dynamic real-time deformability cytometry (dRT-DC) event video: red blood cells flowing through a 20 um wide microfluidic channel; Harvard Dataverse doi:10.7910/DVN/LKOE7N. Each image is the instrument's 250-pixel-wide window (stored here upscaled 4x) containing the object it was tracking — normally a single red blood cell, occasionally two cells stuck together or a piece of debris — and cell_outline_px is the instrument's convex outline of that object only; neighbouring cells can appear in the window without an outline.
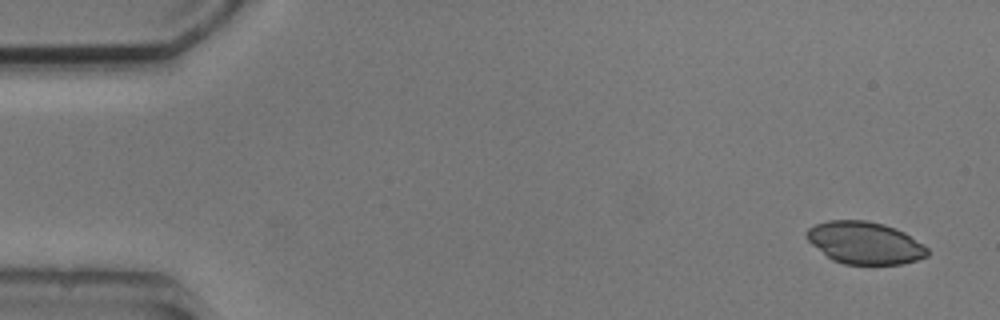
{"species": "common noctule bat (a hibernating species)", "species_latin": "Nyctalus noctula", "temperature_condition": "cold", "stored_images_in_passage": 5, "camera_frame_rate_fps": 3000, "um_per_image_px": 0.085, "animal": {"sex": "male", "body_mass_g": 20.5, "forearm_length_mm": 52.5}, "frame": {"image": 1, "passage_image": 1, "time_ms": 0.0, "image_size_px": [1000, 320], "cell_outline_px": [[928, 256], [916, 260], [900, 264], [844, 264], [832, 260], [812, 244], [804, 236], [804, 232], [808, 228], [816, 224], [828, 220], [868, 220], [884, 224], [896, 228], [904, 232], [924, 244], [928, 248]], "centroid_in_image_um": [73.5, 20.63], "position_along_channel_um": 11.5, "area_um2": 29.88}}